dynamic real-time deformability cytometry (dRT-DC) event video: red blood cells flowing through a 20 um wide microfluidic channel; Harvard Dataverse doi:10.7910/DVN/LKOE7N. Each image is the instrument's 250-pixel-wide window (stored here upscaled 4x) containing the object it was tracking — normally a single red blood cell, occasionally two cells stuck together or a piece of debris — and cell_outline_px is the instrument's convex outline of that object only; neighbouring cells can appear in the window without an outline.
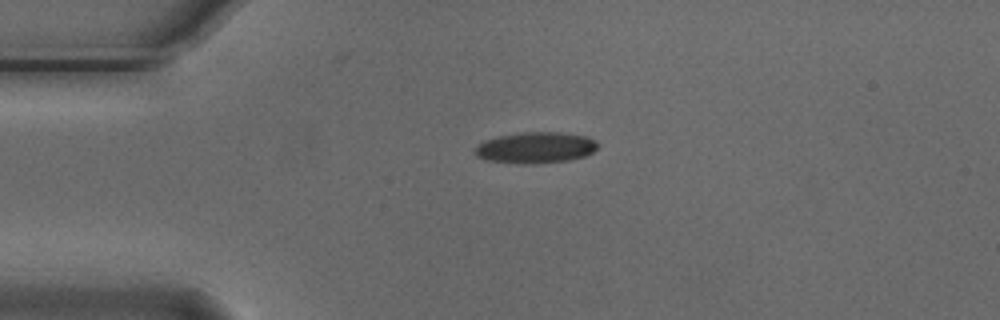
{"species": "Egyptian fruit bat (a non-hibernating species)", "species_latin": "Rousettus aegyptiacus", "temperature_condition": "cold", "stored_images_in_passage": 1, "camera_frame_rate_fps": 3000, "um_per_image_px": 0.085, "animal": {"sex": "male"}, "frame": {"image": 1, "passage_image": 1, "time_ms": 0.0, "image_size_px": [1000, 320], "cell_outline_px": [[600, 144], [592, 152], [584, 156], [568, 160], [532, 164], [520, 164], [484, 160], [476, 156], [476, 148], [484, 140], [500, 136], [524, 132], [560, 132], [588, 136], [596, 140]], "centroid_in_image_um": [45.55, 12.55], "position_along_channel_um": 39.4, "area_um2": 22.31}}